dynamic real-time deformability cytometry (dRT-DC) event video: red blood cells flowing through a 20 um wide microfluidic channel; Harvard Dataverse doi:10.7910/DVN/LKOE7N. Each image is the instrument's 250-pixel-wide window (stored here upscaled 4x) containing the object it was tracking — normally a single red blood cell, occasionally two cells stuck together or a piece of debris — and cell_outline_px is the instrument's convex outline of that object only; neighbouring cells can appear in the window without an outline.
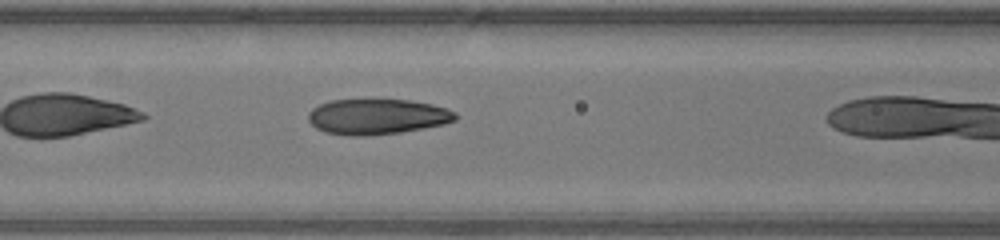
{"species": "human", "species_latin": "Homo sapiens", "temperature_condition": "warm", "stored_images_in_passage": 6, "camera_frame_rate_fps": 3000, "um_per_image_px": 0.085, "donor": {"sex": "male"}, "frame": {"image": 1, "passage_image": 5, "time_ms": 1.333, "image_size_px": [1000, 240], "cell_outline_px": [[456, 120], [444, 124], [400, 132], [364, 136], [352, 136], [324, 132], [316, 128], [308, 120], [308, 112], [312, 108], [328, 100], [408, 100], [432, 104], [448, 108], [456, 112]], "centroid_in_image_um": [32.04, 9.91], "position_along_channel_um": 134.6, "area_um2": 30.4}}